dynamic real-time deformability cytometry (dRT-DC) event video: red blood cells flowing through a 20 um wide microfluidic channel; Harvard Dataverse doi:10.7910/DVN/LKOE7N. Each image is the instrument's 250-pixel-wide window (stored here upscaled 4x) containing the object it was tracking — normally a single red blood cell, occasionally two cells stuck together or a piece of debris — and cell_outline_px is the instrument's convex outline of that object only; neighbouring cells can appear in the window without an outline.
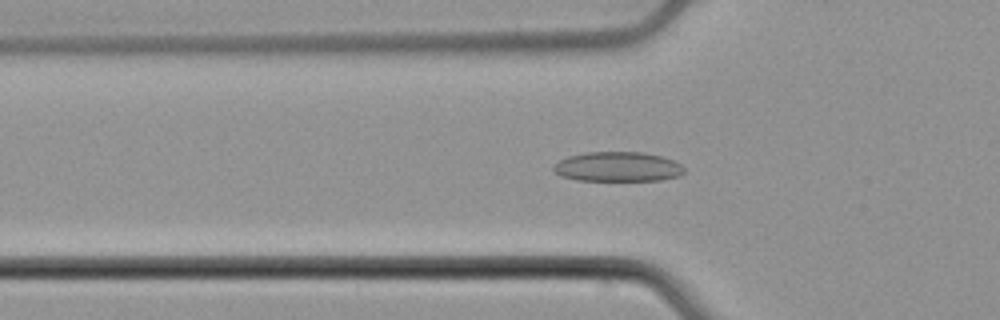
{"species": "common noctule bat (a hibernating species)", "species_latin": "Nyctalus noctula", "temperature_condition": "cold", "stored_images_in_passage": 44, "camera_frame_rate_fps": 3000, "um_per_image_px": 0.085, "animal": {"sex": "male", "body_mass_g": 21.5, "forearm_length_mm": 52.0}, "frame": {"image": 1, "passage_image": 14, "time_ms": 4.333, "image_size_px": [1000, 320], "cell_outline_px": [[684, 172], [680, 176], [660, 180], [576, 180], [560, 176], [552, 168], [552, 164], [568, 156], [588, 152], [644, 152], [660, 156], [672, 160], [680, 164], [684, 168]], "centroid_in_image_um": [52.48, 14.17], "position_along_channel_um": 73.3, "area_um2": 22.6}}
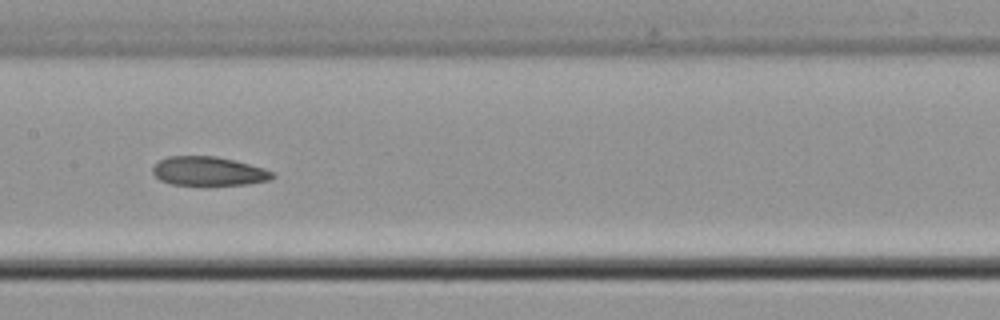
{"frame": {"image": 2, "passage_image": 23, "time_ms": 7.333, "image_size_px": [1000, 320], "cell_outline_px": [[276, 176], [268, 180], [248, 184], [172, 184], [160, 180], [152, 172], [152, 168], [160, 160], [168, 156], [216, 156], [264, 168], [272, 172]], "centroid_in_image_um": [17.71, 14.54], "position_along_channel_um": 189.7, "area_um2": 19.83}}
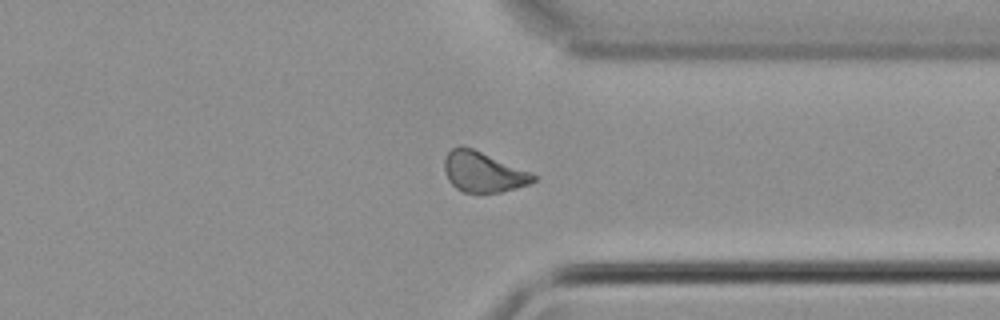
{"frame": {"image": 3, "passage_image": 37, "time_ms": 12.0, "image_size_px": [1000, 320], "cell_outline_px": [[536, 180], [528, 184], [516, 188], [500, 192], [464, 192], [456, 188], [448, 180], [444, 168], [444, 160], [448, 152], [452, 148], [460, 144], [472, 148], [528, 172], [536, 176]], "centroid_in_image_um": [41.01, 14.61], "position_along_channel_um": 370.4, "area_um2": 20.46}, "authors_computed_cell_mechanics": {"area_um2": 21.1548, "velocity_mm_per_s": 3.8931, "shape_relaxation_time_tau1_ms": null, "shape_relaxation_time_tau2_ms": 7.1832, "deformation_change_tau1": null, "deformation_change_tau2": 0.1025}}